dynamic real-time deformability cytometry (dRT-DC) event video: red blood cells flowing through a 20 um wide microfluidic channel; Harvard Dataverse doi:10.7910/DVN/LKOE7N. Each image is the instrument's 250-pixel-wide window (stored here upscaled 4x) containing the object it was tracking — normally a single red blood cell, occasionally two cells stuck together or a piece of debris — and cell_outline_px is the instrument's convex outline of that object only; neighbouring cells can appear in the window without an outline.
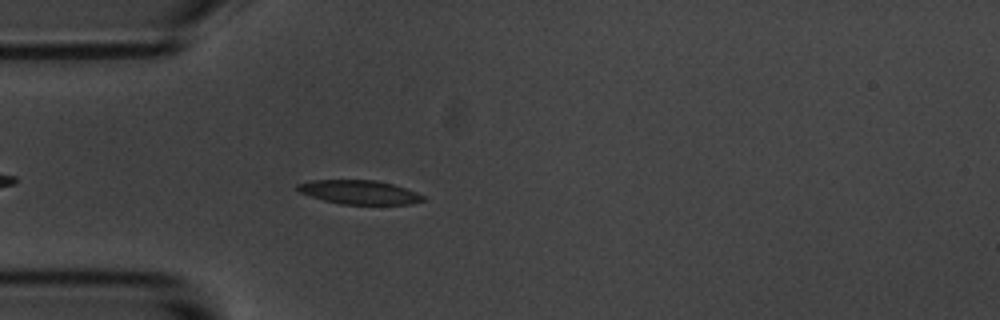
{"species": "common noctule bat (a hibernating species)", "species_latin": "Nyctalus noctula", "temperature_condition": "room temperature", "stored_images_in_passage": 2, "camera_frame_rate_fps": 3000, "um_per_image_px": 0.085, "animal": {"sex": "male", "body_mass_g": 20.1, "forearm_length_mm": 53.5}, "frame": {"image": 1, "passage_image": 2, "time_ms": 1.0, "image_size_px": [1000, 320], "cell_outline_px": [[424, 200], [412, 204], [340, 204], [324, 200], [300, 192], [296, 188], [296, 184], [312, 180], [376, 180], [392, 184], [416, 192], [424, 196]], "centroid_in_image_um": [30.53, 16.33], "position_along_channel_um": 54.5, "area_um2": 17.34}}